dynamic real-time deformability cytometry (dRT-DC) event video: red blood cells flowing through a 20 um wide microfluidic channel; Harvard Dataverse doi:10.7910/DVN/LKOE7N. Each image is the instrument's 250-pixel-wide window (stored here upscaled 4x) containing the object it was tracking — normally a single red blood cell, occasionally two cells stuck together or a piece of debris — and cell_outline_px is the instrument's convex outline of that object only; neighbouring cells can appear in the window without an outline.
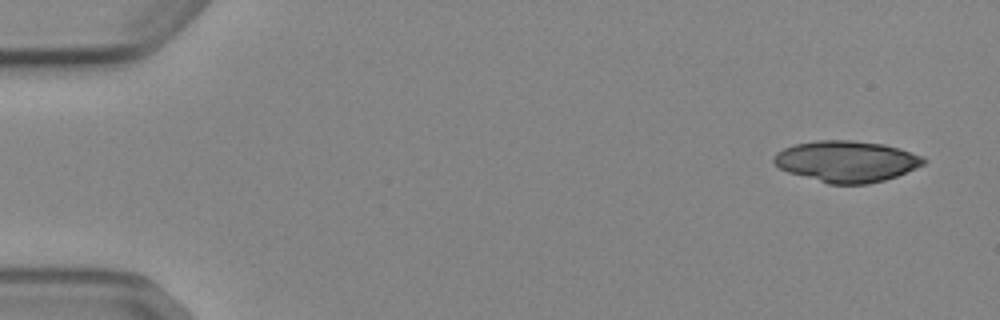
{"species": "Egyptian fruit bat (a non-hibernating species)", "species_latin": "Rousettus aegyptiacus", "temperature_condition": "cold", "stored_images_in_passage": 6, "camera_frame_rate_fps": 3000, "um_per_image_px": 0.085, "animal": {"sex": "female"}, "frame": {"image": 1, "passage_image": 1, "time_ms": 0.0, "image_size_px": [1000, 320], "cell_outline_px": [[928, 160], [924, 164], [916, 168], [896, 176], [884, 180], [868, 184], [828, 184], [788, 172], [780, 168], [772, 160], [772, 156], [776, 152], [784, 148], [796, 144], [816, 140], [852, 140], [884, 144], [900, 148], [924, 156]], "centroid_in_image_um": [71.97, 13.71], "position_along_channel_um": 13.0, "area_um2": 36.18}}